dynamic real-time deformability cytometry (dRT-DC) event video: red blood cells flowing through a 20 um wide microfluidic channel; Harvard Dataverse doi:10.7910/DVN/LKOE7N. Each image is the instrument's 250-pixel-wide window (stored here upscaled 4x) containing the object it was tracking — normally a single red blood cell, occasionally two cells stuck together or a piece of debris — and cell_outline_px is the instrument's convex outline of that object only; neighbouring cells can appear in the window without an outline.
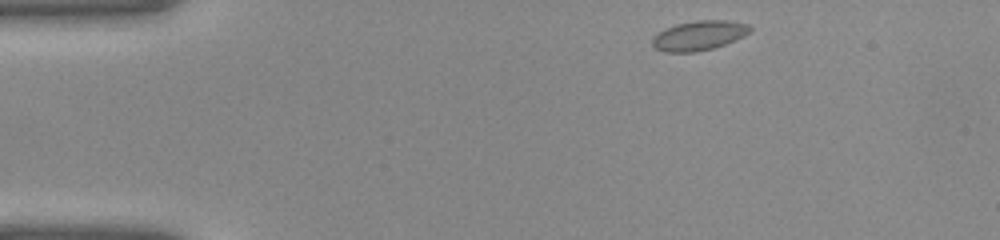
{"species": "common noctule bat (a hibernating species)", "species_latin": "Nyctalus noctula", "temperature_condition": "warm", "stored_images_in_passage": 35, "camera_frame_rate_fps": 3000, "um_per_image_px": 0.085, "animal": {"sex": "female", "body_mass_g": 22.0, "forearm_length_mm": 56.7}, "frame": {"image": 1, "passage_image": 1, "time_ms": 0.0, "image_size_px": [1000, 240], "cell_outline_px": [[752, 28], [744, 36], [736, 40], [712, 48], [696, 52], [664, 52], [656, 48], [652, 44], [652, 40], [660, 32], [676, 24], [696, 20], [724, 20], [748, 24]], "centroid_in_image_um": [59.44, 3.02], "position_along_channel_um": 25.6, "area_um2": 16.59}}
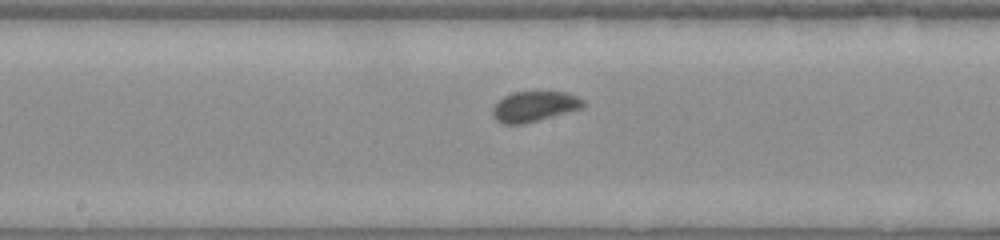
{"frame": {"image": 2, "passage_image": 16, "time_ms": 5.0, "image_size_px": [1000, 240], "cell_outline_px": [[584, 104], [580, 108], [536, 120], [520, 124], [504, 124], [496, 120], [492, 116], [492, 108], [504, 96], [516, 92], [568, 92], [584, 100]], "centroid_in_image_um": [45.38, 9.04], "position_along_channel_um": 202.8, "area_um2": 15.55}}
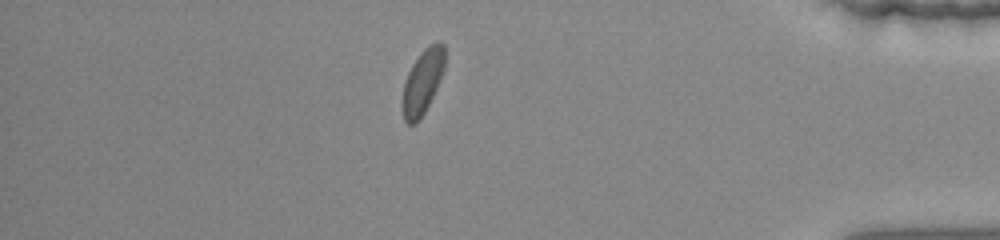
{"frame": {"image": 3, "passage_image": 30, "time_ms": 9.667, "image_size_px": [1000, 240], "cell_outline_px": [[444, 68], [440, 80], [424, 112], [416, 124], [408, 124], [404, 120], [400, 104], [404, 80], [412, 64], [420, 52], [424, 48], [432, 44], [444, 44]], "centroid_in_image_um": [35.86, 7.0], "position_along_channel_um": 399.3, "area_um2": 15.9}}